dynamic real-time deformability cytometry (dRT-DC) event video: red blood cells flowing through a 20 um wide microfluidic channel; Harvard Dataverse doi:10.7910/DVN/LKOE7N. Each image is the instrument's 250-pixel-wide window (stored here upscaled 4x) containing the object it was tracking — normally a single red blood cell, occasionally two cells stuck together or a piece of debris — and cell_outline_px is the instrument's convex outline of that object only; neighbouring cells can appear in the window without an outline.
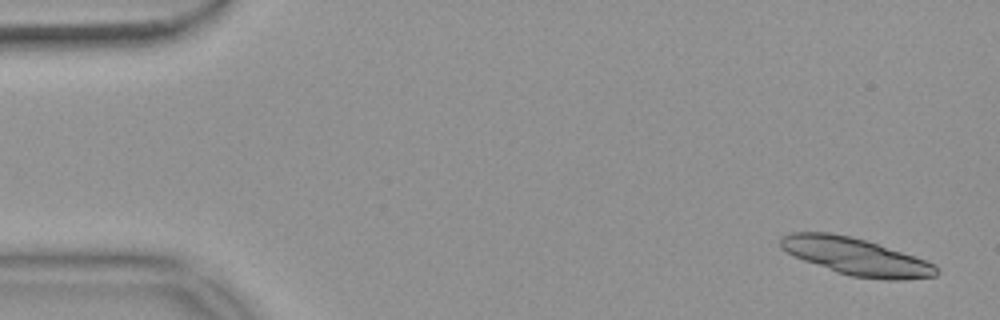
{"species": "common noctule bat (a hibernating species)", "species_latin": "Nyctalus noctula", "temperature_condition": "warm", "stored_images_in_passage": 28, "camera_frame_rate_fps": 3000, "um_per_image_px": 0.085, "animal": {"sex": "female", "body_mass_g": 18.4}, "frame": {"image": 1, "passage_image": 1, "time_ms": 0.0, "image_size_px": [1000, 320], "cell_outline_px": [[940, 272], [936, 276], [904, 280], [884, 280], [852, 276], [836, 272], [804, 260], [780, 248], [780, 236], [792, 232], [832, 232], [864, 240], [936, 264]], "centroid_in_image_um": [72.75, 21.82], "position_along_channel_um": 12.3, "area_um2": 33.41}}
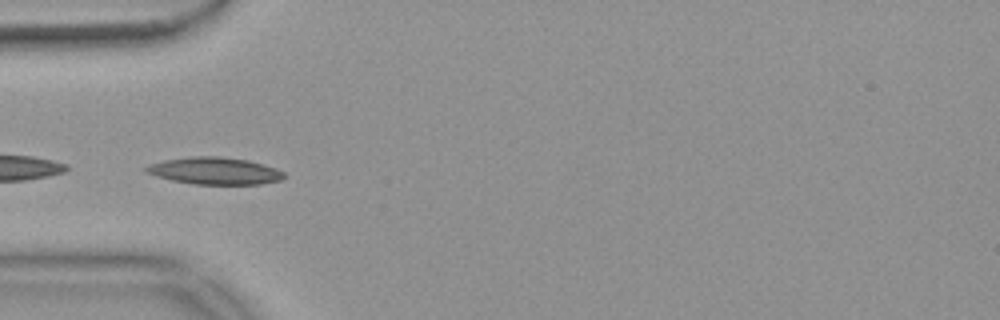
{"frame": {"image": 2, "passage_image": 16, "time_ms": 5.0, "image_size_px": [1000, 320], "cell_outline_px": [[284, 176], [280, 180], [260, 184], [196, 184], [172, 180], [156, 176], [144, 172], [144, 168], [148, 164], [164, 160], [192, 156], [220, 156], [248, 160], [264, 164], [276, 168], [284, 172]], "centroid_in_image_um": [18.22, 14.51], "position_along_channel_um": 66.8, "area_um2": 21.79}}